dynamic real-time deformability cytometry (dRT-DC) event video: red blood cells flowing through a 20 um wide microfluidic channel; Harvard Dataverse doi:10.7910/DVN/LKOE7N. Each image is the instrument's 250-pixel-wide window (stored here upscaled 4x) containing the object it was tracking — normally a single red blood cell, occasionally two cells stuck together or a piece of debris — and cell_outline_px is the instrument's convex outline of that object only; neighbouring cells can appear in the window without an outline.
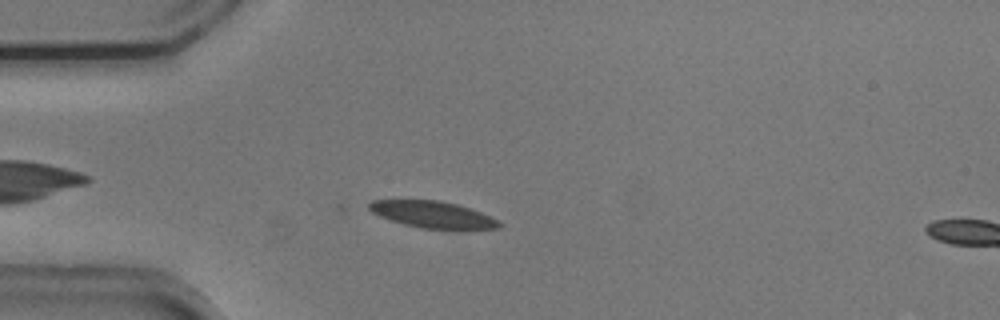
{"species": "common noctule bat (a hibernating species)", "species_latin": "Nyctalus noctula", "temperature_condition": "cold", "stored_images_in_passage": 8, "camera_frame_rate_fps": 3000, "um_per_image_px": 0.085, "animal": {"sex": "male", "body_mass_g": 20.5, "forearm_length_mm": 52.5}, "frame": {"image": 1, "passage_image": 6, "time_ms": 1.667, "image_size_px": [1000, 320], "cell_outline_px": [[500, 228], [456, 232], [452, 232], [420, 228], [404, 224], [380, 216], [372, 212], [364, 204], [372, 200], [440, 200], [456, 204], [480, 212], [496, 220], [500, 224]], "centroid_in_image_um": [36.79, 18.28], "position_along_channel_um": 48.2, "area_um2": 20.92}}